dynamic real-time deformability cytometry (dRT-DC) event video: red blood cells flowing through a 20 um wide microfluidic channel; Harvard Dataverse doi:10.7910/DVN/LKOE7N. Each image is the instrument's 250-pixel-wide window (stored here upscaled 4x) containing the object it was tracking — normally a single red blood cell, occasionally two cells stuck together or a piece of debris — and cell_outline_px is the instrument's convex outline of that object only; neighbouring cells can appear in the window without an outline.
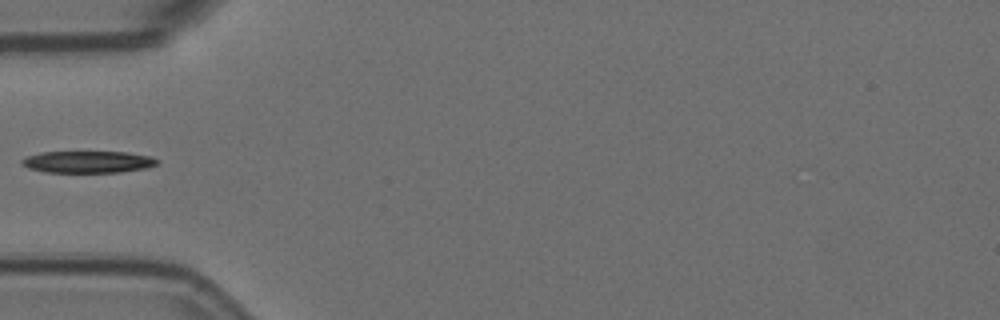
{"species": "Egyptian fruit bat (a non-hibernating species)", "species_latin": "Rousettus aegyptiacus", "temperature_condition": "room temperature", "stored_images_in_passage": 7, "segment_of_instrument_passage": [2, 2], "camera_frame_rate_fps": 3000, "um_per_image_px": 0.085, "animal": {"sex": "female"}, "frame": {"image": 1, "passage_image": 6, "time_ms": 1.667, "image_size_px": [1000, 320], "cell_outline_px": [[160, 164], [148, 168], [120, 172], [44, 172], [28, 168], [20, 164], [20, 160], [28, 156], [40, 152], [128, 152], [152, 156], [160, 160]], "centroid_in_image_um": [7.52, 13.76], "position_along_channel_um": 77.5, "area_um2": 17.51}}
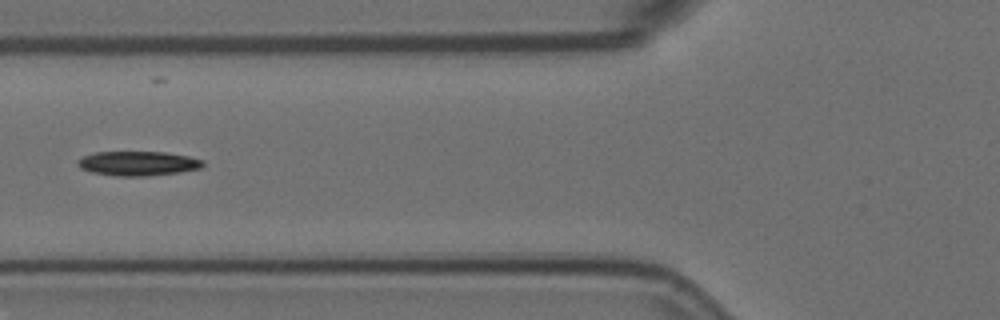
{"frame": {"image": 2, "passage_image": 7, "time_ms": 2.0, "image_size_px": [1000, 320], "cell_outline_px": [[204, 164], [200, 168], [180, 172], [148, 176], [116, 176], [92, 172], [80, 168], [76, 164], [76, 160], [84, 156], [96, 152], [164, 152], [188, 156], [204, 160]], "centroid_in_image_um": [11.71, 13.89], "position_along_channel_um": 114.1, "area_um2": 17.86}}